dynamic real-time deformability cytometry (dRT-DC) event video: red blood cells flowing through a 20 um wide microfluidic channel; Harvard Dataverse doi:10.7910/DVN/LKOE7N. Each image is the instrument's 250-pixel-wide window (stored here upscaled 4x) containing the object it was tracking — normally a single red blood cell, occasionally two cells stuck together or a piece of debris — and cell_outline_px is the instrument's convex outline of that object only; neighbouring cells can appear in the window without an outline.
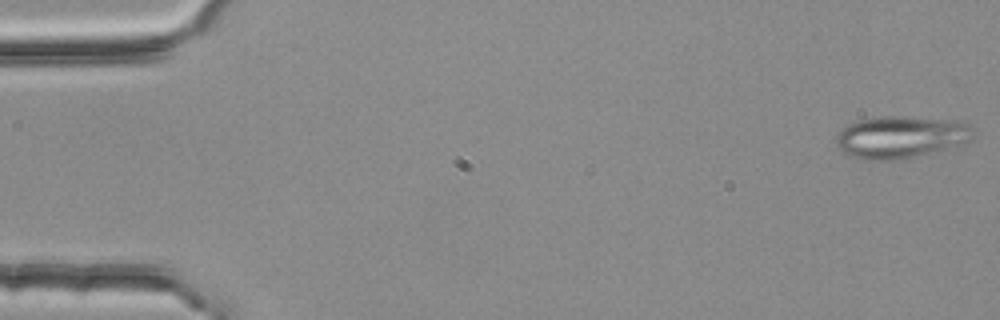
{"species": "common noctule bat (a hibernating species)", "species_latin": "Nyctalus noctula", "temperature_condition": "room temperature", "stored_images_in_passage": 15, "camera_frame_rate_fps": 3000, "um_per_image_px": 0.085, "animal": {"sex": "female", "body_mass_g": 25.1}, "frame": {"image": 1, "passage_image": 1, "time_ms": 0.0, "image_size_px": [1000, 320], "cell_outline_px": [[972, 140], [960, 144], [912, 156], [892, 160], [868, 160], [852, 156], [844, 152], [836, 144], [836, 136], [848, 124], [860, 120], [884, 116], [900, 116], [964, 120], [972, 128]], "centroid_in_image_um": [76.58, 11.62], "position_along_channel_um": 8.4, "area_um2": 33.18}}